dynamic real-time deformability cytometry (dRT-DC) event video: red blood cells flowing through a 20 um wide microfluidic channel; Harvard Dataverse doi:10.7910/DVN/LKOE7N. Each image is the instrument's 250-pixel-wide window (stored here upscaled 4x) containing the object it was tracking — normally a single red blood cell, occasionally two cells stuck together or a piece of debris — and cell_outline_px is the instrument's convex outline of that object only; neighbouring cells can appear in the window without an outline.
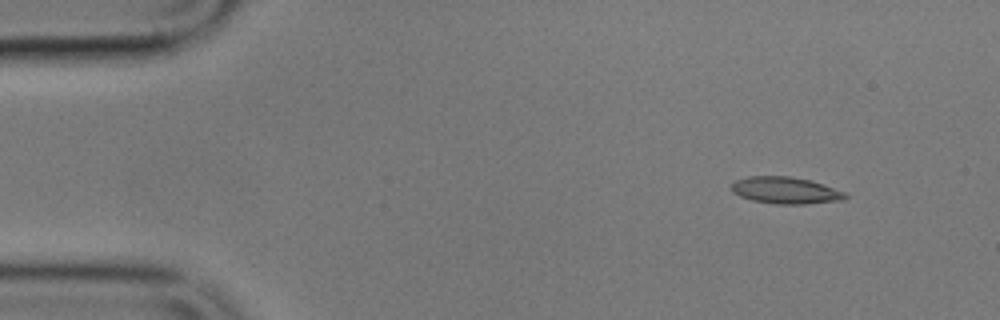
{"species": "common noctule bat (a hibernating species)", "species_latin": "Nyctalus noctula", "temperature_condition": "cold", "stored_images_in_passage": 4, "camera_frame_rate_fps": 3000, "um_per_image_px": 0.085, "animal": {"sex": "male", "body_mass_g": 17.9}, "frame": {"image": 1, "passage_image": 1, "time_ms": 0.0, "image_size_px": [1000, 320], "cell_outline_px": [[848, 196], [844, 200], [804, 204], [776, 204], [752, 200], [740, 196], [732, 192], [732, 184], [736, 180], [748, 176], [788, 176], [812, 180], [848, 192]], "centroid_in_image_um": [66.83, 16.18], "position_along_channel_um": 18.2, "area_um2": 17.98}}
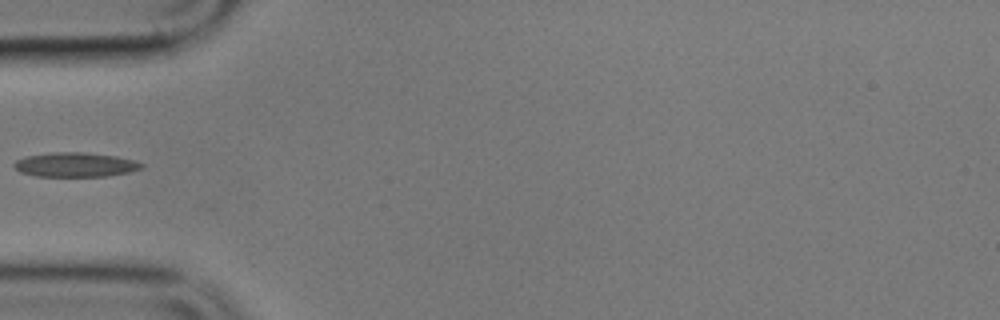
{"frame": {"image": 2, "passage_image": 4, "time_ms": 4.333, "image_size_px": [1000, 320], "cell_outline_px": [[144, 164], [140, 168], [128, 172], [108, 176], [36, 176], [20, 172], [12, 164], [16, 160], [24, 156], [52, 152], [84, 152], [116, 156], [132, 160]], "centroid_in_image_um": [6.35, 13.99], "position_along_channel_um": 78.7, "area_um2": 18.03}}